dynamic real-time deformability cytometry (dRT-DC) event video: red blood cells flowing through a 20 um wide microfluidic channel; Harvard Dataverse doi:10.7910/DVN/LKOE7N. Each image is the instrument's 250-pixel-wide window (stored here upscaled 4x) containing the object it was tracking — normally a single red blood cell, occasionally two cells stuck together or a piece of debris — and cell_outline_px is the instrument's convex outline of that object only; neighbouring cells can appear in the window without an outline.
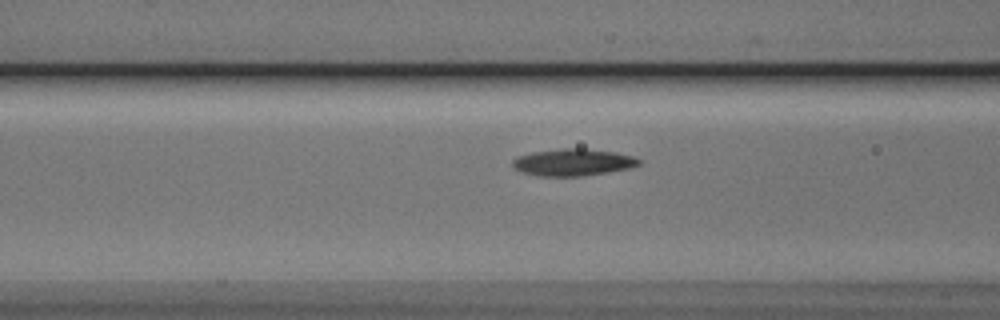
{"species": "Egyptian fruit bat (a non-hibernating species)", "species_latin": "Rousettus aegyptiacus", "temperature_condition": "cold", "stored_images_in_passage": 23, "camera_frame_rate_fps": 3000, "um_per_image_px": 0.085, "animal": {"sex": "male"}, "frame": {"image": 1, "passage_image": 17, "time_ms": 5.333, "image_size_px": [1000, 320], "cell_outline_px": [[640, 164], [628, 168], [608, 172], [580, 176], [540, 176], [524, 172], [516, 168], [512, 164], [512, 160], [516, 156], [532, 152], [560, 148], [584, 148], [616, 152], [632, 156], [640, 160]], "centroid_in_image_um": [48.69, 13.78], "position_along_channel_um": 117.9, "area_um2": 19.77}}
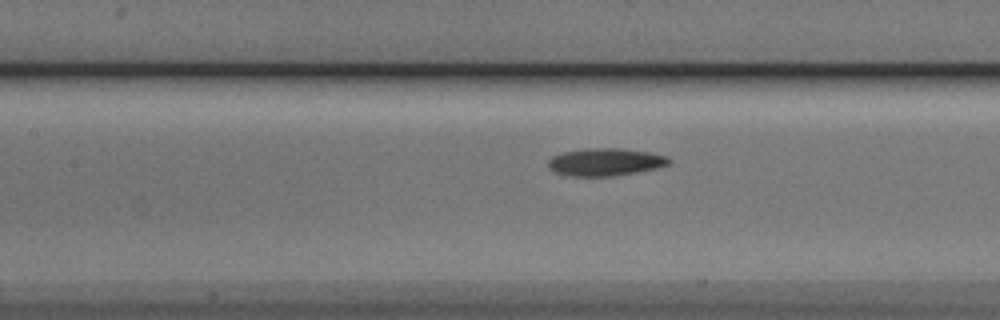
{"frame": {"image": 2, "passage_image": 20, "time_ms": 6.333, "image_size_px": [1000, 320], "cell_outline_px": [[672, 160], [668, 164], [656, 168], [636, 172], [612, 176], [572, 176], [556, 172], [548, 164], [548, 160], [552, 156], [564, 152], [584, 148], [620, 148], [648, 152], [664, 156]], "centroid_in_image_um": [51.44, 13.76], "position_along_channel_um": 156.0, "area_um2": 19.13}}